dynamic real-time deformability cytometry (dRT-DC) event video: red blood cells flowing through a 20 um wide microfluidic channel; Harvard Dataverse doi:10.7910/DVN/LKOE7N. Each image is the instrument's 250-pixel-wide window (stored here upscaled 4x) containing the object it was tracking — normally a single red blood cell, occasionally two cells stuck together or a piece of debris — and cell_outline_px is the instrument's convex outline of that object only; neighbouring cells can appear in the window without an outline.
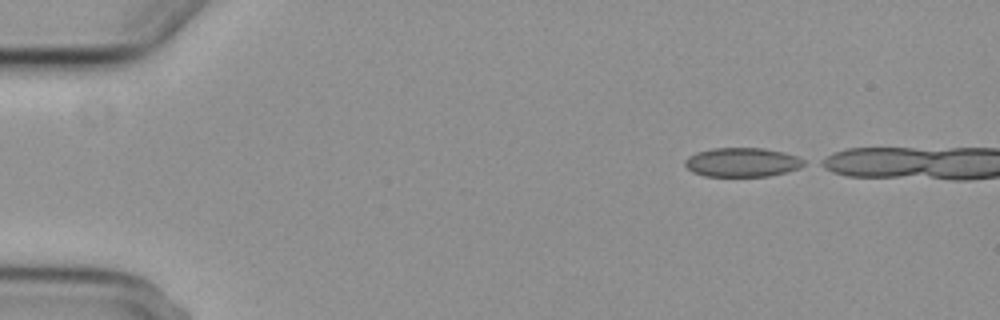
{"species": "common noctule bat (a hibernating species)", "species_latin": "Nyctalus noctula", "temperature_condition": "cold", "stored_images_in_passage": 2, "camera_frame_rate_fps": 3000, "um_per_image_px": 0.085, "animal": {"sex": "female", "body_mass_g": 29.2, "forearm_length_mm": 56.3}, "frame": {"image": 1, "passage_image": 1, "time_ms": 0.0, "image_size_px": [1000, 320], "cell_outline_px": [[808, 164], [800, 168], [768, 176], [704, 176], [692, 172], [684, 164], [684, 160], [688, 156], [696, 152], [712, 148], [764, 148], [784, 152], [796, 156], [804, 160]], "centroid_in_image_um": [63.08, 13.79], "position_along_channel_um": 21.9, "area_um2": 20.29}}